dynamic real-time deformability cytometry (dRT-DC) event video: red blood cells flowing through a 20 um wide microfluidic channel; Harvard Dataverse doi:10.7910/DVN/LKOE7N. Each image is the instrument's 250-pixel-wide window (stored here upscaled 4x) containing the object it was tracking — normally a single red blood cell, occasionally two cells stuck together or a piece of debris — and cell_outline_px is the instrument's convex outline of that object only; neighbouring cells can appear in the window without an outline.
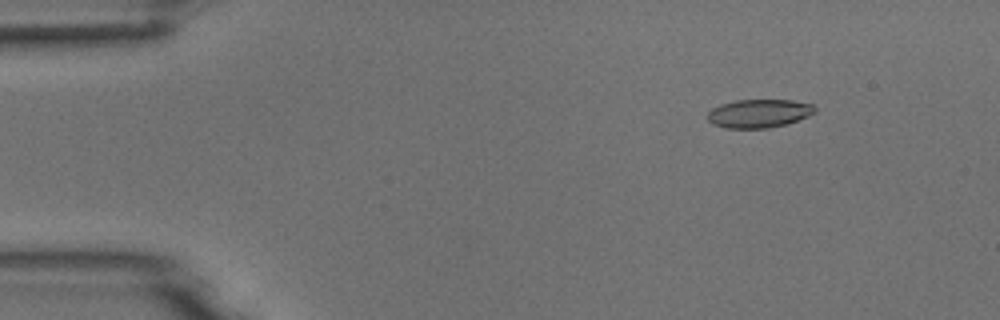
{"species": "common noctule bat (a hibernating species)", "species_latin": "Nyctalus noctula", "temperature_condition": "room temperature", "stored_images_in_passage": 4, "camera_frame_rate_fps": 3000, "um_per_image_px": 0.085, "animal": {"sex": "male", "body_mass_g": 18.8}, "frame": {"image": 1, "passage_image": 2, "time_ms": 0.333, "image_size_px": [1000, 320], "cell_outline_px": [[816, 112], [808, 116], [784, 124], [768, 128], [724, 128], [712, 124], [708, 120], [708, 112], [712, 108], [720, 104], [736, 100], [792, 100], [812, 104], [816, 108]], "centroid_in_image_um": [64.49, 9.64], "position_along_channel_um": 20.5, "area_um2": 17.74}}
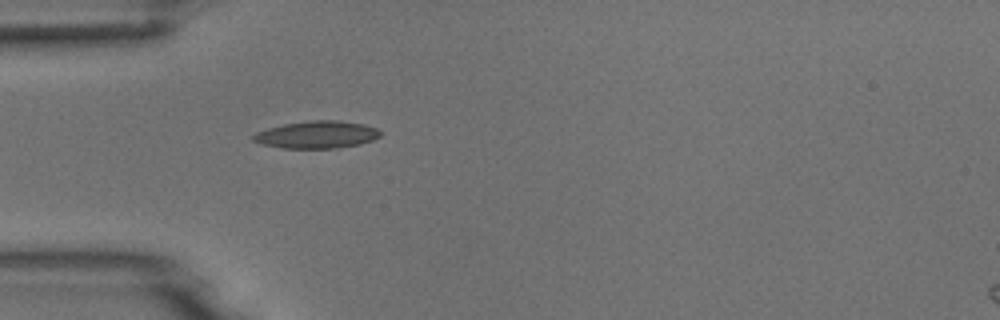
{"frame": {"image": 2, "passage_image": 4, "time_ms": 1.0, "image_size_px": [1000, 320], "cell_outline_px": [[380, 136], [372, 140], [360, 144], [336, 148], [284, 148], [260, 144], [252, 140], [252, 136], [256, 132], [268, 128], [284, 124], [312, 120], [336, 120], [364, 124], [376, 128], [380, 132]], "centroid_in_image_um": [26.91, 11.45], "position_along_channel_um": 58.1, "area_um2": 20.17}}